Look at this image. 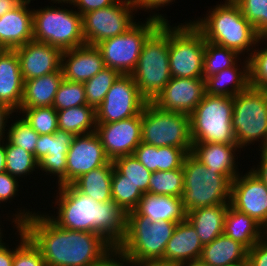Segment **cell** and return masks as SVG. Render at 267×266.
<instances>
[{"label":"cell","mask_w":267,"mask_h":266,"mask_svg":"<svg viewBox=\"0 0 267 266\" xmlns=\"http://www.w3.org/2000/svg\"><path fill=\"white\" fill-rule=\"evenodd\" d=\"M58 128L74 135L95 132L96 110L88 105L71 107L57 111Z\"/></svg>","instance_id":"d6a6232c"},{"label":"cell","mask_w":267,"mask_h":266,"mask_svg":"<svg viewBox=\"0 0 267 266\" xmlns=\"http://www.w3.org/2000/svg\"><path fill=\"white\" fill-rule=\"evenodd\" d=\"M229 203L267 230V186L251 170L232 181Z\"/></svg>","instance_id":"9a60e30c"},{"label":"cell","mask_w":267,"mask_h":266,"mask_svg":"<svg viewBox=\"0 0 267 266\" xmlns=\"http://www.w3.org/2000/svg\"><path fill=\"white\" fill-rule=\"evenodd\" d=\"M24 0H0V17L19 6Z\"/></svg>","instance_id":"6f0895ef"},{"label":"cell","mask_w":267,"mask_h":266,"mask_svg":"<svg viewBox=\"0 0 267 266\" xmlns=\"http://www.w3.org/2000/svg\"><path fill=\"white\" fill-rule=\"evenodd\" d=\"M64 77L62 70L24 81L20 108L52 106Z\"/></svg>","instance_id":"f546056e"},{"label":"cell","mask_w":267,"mask_h":266,"mask_svg":"<svg viewBox=\"0 0 267 266\" xmlns=\"http://www.w3.org/2000/svg\"><path fill=\"white\" fill-rule=\"evenodd\" d=\"M14 259V249L6 246V243L0 240V266H12Z\"/></svg>","instance_id":"11a10c76"},{"label":"cell","mask_w":267,"mask_h":266,"mask_svg":"<svg viewBox=\"0 0 267 266\" xmlns=\"http://www.w3.org/2000/svg\"><path fill=\"white\" fill-rule=\"evenodd\" d=\"M134 266H181V265L163 259H158V260L143 261L141 263L134 264Z\"/></svg>","instance_id":"680465c9"},{"label":"cell","mask_w":267,"mask_h":266,"mask_svg":"<svg viewBox=\"0 0 267 266\" xmlns=\"http://www.w3.org/2000/svg\"><path fill=\"white\" fill-rule=\"evenodd\" d=\"M246 266H267V236L248 250Z\"/></svg>","instance_id":"f907efd6"},{"label":"cell","mask_w":267,"mask_h":266,"mask_svg":"<svg viewBox=\"0 0 267 266\" xmlns=\"http://www.w3.org/2000/svg\"><path fill=\"white\" fill-rule=\"evenodd\" d=\"M10 125L7 126L9 129L6 131V139L11 144L34 154L36 159V144L40 135L32 129L22 116Z\"/></svg>","instance_id":"7bdbcfd3"},{"label":"cell","mask_w":267,"mask_h":266,"mask_svg":"<svg viewBox=\"0 0 267 266\" xmlns=\"http://www.w3.org/2000/svg\"><path fill=\"white\" fill-rule=\"evenodd\" d=\"M141 143L156 147L171 146L191 153L190 115L164 111L147 102L141 112Z\"/></svg>","instance_id":"30bf717a"},{"label":"cell","mask_w":267,"mask_h":266,"mask_svg":"<svg viewBox=\"0 0 267 266\" xmlns=\"http://www.w3.org/2000/svg\"><path fill=\"white\" fill-rule=\"evenodd\" d=\"M238 149L241 150L238 144L192 143L191 154L208 170L223 174L232 182L240 174L235 161Z\"/></svg>","instance_id":"603a6c76"},{"label":"cell","mask_w":267,"mask_h":266,"mask_svg":"<svg viewBox=\"0 0 267 266\" xmlns=\"http://www.w3.org/2000/svg\"><path fill=\"white\" fill-rule=\"evenodd\" d=\"M248 249L222 234L203 246L200 259L211 266H246Z\"/></svg>","instance_id":"484cf974"},{"label":"cell","mask_w":267,"mask_h":266,"mask_svg":"<svg viewBox=\"0 0 267 266\" xmlns=\"http://www.w3.org/2000/svg\"><path fill=\"white\" fill-rule=\"evenodd\" d=\"M190 22L169 25V68L171 77L203 78L205 38Z\"/></svg>","instance_id":"7c38bea8"},{"label":"cell","mask_w":267,"mask_h":266,"mask_svg":"<svg viewBox=\"0 0 267 266\" xmlns=\"http://www.w3.org/2000/svg\"><path fill=\"white\" fill-rule=\"evenodd\" d=\"M114 168L125 179L138 187L144 194L148 193L152 172L138 161L134 154L118 157L113 161Z\"/></svg>","instance_id":"f35d334b"},{"label":"cell","mask_w":267,"mask_h":266,"mask_svg":"<svg viewBox=\"0 0 267 266\" xmlns=\"http://www.w3.org/2000/svg\"><path fill=\"white\" fill-rule=\"evenodd\" d=\"M184 173L182 167L171 171L152 172L149 181V194L158 196L182 197Z\"/></svg>","instance_id":"d590c367"},{"label":"cell","mask_w":267,"mask_h":266,"mask_svg":"<svg viewBox=\"0 0 267 266\" xmlns=\"http://www.w3.org/2000/svg\"><path fill=\"white\" fill-rule=\"evenodd\" d=\"M187 153L177 147H158V171L180 169Z\"/></svg>","instance_id":"bcb514c9"},{"label":"cell","mask_w":267,"mask_h":266,"mask_svg":"<svg viewBox=\"0 0 267 266\" xmlns=\"http://www.w3.org/2000/svg\"><path fill=\"white\" fill-rule=\"evenodd\" d=\"M175 1V0H174ZM133 4L135 5V8L138 10H148L149 12L151 10H158L159 7H165L173 2V0H132Z\"/></svg>","instance_id":"f5cc1de1"},{"label":"cell","mask_w":267,"mask_h":266,"mask_svg":"<svg viewBox=\"0 0 267 266\" xmlns=\"http://www.w3.org/2000/svg\"><path fill=\"white\" fill-rule=\"evenodd\" d=\"M260 152V165L253 166L250 170L267 186V152Z\"/></svg>","instance_id":"db71d44e"},{"label":"cell","mask_w":267,"mask_h":266,"mask_svg":"<svg viewBox=\"0 0 267 266\" xmlns=\"http://www.w3.org/2000/svg\"><path fill=\"white\" fill-rule=\"evenodd\" d=\"M13 113L14 111H12L8 106L0 104V141L6 139L5 136V134L7 133L5 132L7 130V128H5L7 126L6 123H8L9 118L10 119L12 118L10 117V115H12Z\"/></svg>","instance_id":"9f6ffc18"},{"label":"cell","mask_w":267,"mask_h":266,"mask_svg":"<svg viewBox=\"0 0 267 266\" xmlns=\"http://www.w3.org/2000/svg\"><path fill=\"white\" fill-rule=\"evenodd\" d=\"M199 19L191 22L201 31L206 41L231 49L239 55L247 52V59L255 46L267 41V37L257 34L233 0H225L223 4L220 2L211 7L206 17Z\"/></svg>","instance_id":"3957f363"},{"label":"cell","mask_w":267,"mask_h":266,"mask_svg":"<svg viewBox=\"0 0 267 266\" xmlns=\"http://www.w3.org/2000/svg\"><path fill=\"white\" fill-rule=\"evenodd\" d=\"M53 3H56L57 1H70V0H51Z\"/></svg>","instance_id":"e7e4bbea"},{"label":"cell","mask_w":267,"mask_h":266,"mask_svg":"<svg viewBox=\"0 0 267 266\" xmlns=\"http://www.w3.org/2000/svg\"><path fill=\"white\" fill-rule=\"evenodd\" d=\"M75 135L61 129L53 134H42L36 144L38 169L56 176L59 186L67 185V152Z\"/></svg>","instance_id":"e0dca14e"},{"label":"cell","mask_w":267,"mask_h":266,"mask_svg":"<svg viewBox=\"0 0 267 266\" xmlns=\"http://www.w3.org/2000/svg\"><path fill=\"white\" fill-rule=\"evenodd\" d=\"M113 162L110 161L101 167L81 175L72 185L81 193L93 198L97 202L112 200L111 182L113 175Z\"/></svg>","instance_id":"1f68e13d"},{"label":"cell","mask_w":267,"mask_h":266,"mask_svg":"<svg viewBox=\"0 0 267 266\" xmlns=\"http://www.w3.org/2000/svg\"><path fill=\"white\" fill-rule=\"evenodd\" d=\"M265 47H255L248 58L249 84L251 87L267 91V46Z\"/></svg>","instance_id":"f6af8a7d"},{"label":"cell","mask_w":267,"mask_h":266,"mask_svg":"<svg viewBox=\"0 0 267 266\" xmlns=\"http://www.w3.org/2000/svg\"><path fill=\"white\" fill-rule=\"evenodd\" d=\"M19 211L12 223L25 231L46 266H93L114 249L100 234L63 229L45 213Z\"/></svg>","instance_id":"6da1fadb"},{"label":"cell","mask_w":267,"mask_h":266,"mask_svg":"<svg viewBox=\"0 0 267 266\" xmlns=\"http://www.w3.org/2000/svg\"><path fill=\"white\" fill-rule=\"evenodd\" d=\"M105 68L100 50L94 45H82L64 50L61 70L64 79L84 83Z\"/></svg>","instance_id":"44dd1931"},{"label":"cell","mask_w":267,"mask_h":266,"mask_svg":"<svg viewBox=\"0 0 267 266\" xmlns=\"http://www.w3.org/2000/svg\"><path fill=\"white\" fill-rule=\"evenodd\" d=\"M260 37H267V0H233Z\"/></svg>","instance_id":"b9f144b4"},{"label":"cell","mask_w":267,"mask_h":266,"mask_svg":"<svg viewBox=\"0 0 267 266\" xmlns=\"http://www.w3.org/2000/svg\"><path fill=\"white\" fill-rule=\"evenodd\" d=\"M95 132L111 161L132 155L141 143V113L117 122L97 124Z\"/></svg>","instance_id":"2e32d148"},{"label":"cell","mask_w":267,"mask_h":266,"mask_svg":"<svg viewBox=\"0 0 267 266\" xmlns=\"http://www.w3.org/2000/svg\"><path fill=\"white\" fill-rule=\"evenodd\" d=\"M223 234L250 250L266 236V230L253 218L229 205L225 215Z\"/></svg>","instance_id":"4dcf8cb0"},{"label":"cell","mask_w":267,"mask_h":266,"mask_svg":"<svg viewBox=\"0 0 267 266\" xmlns=\"http://www.w3.org/2000/svg\"><path fill=\"white\" fill-rule=\"evenodd\" d=\"M93 266H134V264L117 248H114L100 262Z\"/></svg>","instance_id":"816d5d0a"},{"label":"cell","mask_w":267,"mask_h":266,"mask_svg":"<svg viewBox=\"0 0 267 266\" xmlns=\"http://www.w3.org/2000/svg\"><path fill=\"white\" fill-rule=\"evenodd\" d=\"M182 266H211L205 262H203L201 259L191 261L190 263L184 264Z\"/></svg>","instance_id":"94428289"},{"label":"cell","mask_w":267,"mask_h":266,"mask_svg":"<svg viewBox=\"0 0 267 266\" xmlns=\"http://www.w3.org/2000/svg\"><path fill=\"white\" fill-rule=\"evenodd\" d=\"M119 75L120 73L117 70L105 67L95 76L84 82L87 105L96 110Z\"/></svg>","instance_id":"74e56055"},{"label":"cell","mask_w":267,"mask_h":266,"mask_svg":"<svg viewBox=\"0 0 267 266\" xmlns=\"http://www.w3.org/2000/svg\"><path fill=\"white\" fill-rule=\"evenodd\" d=\"M232 115L233 97L205 94L190 114L192 143L237 144Z\"/></svg>","instance_id":"52a82bcc"},{"label":"cell","mask_w":267,"mask_h":266,"mask_svg":"<svg viewBox=\"0 0 267 266\" xmlns=\"http://www.w3.org/2000/svg\"><path fill=\"white\" fill-rule=\"evenodd\" d=\"M232 127L240 148L267 139V91L249 86L233 97ZM260 139V140H259Z\"/></svg>","instance_id":"8fae6325"},{"label":"cell","mask_w":267,"mask_h":266,"mask_svg":"<svg viewBox=\"0 0 267 266\" xmlns=\"http://www.w3.org/2000/svg\"><path fill=\"white\" fill-rule=\"evenodd\" d=\"M245 60L241 68L237 62L234 66L207 77L205 79L206 94L234 97L245 91L250 86L249 60L247 58Z\"/></svg>","instance_id":"83f0119b"},{"label":"cell","mask_w":267,"mask_h":266,"mask_svg":"<svg viewBox=\"0 0 267 266\" xmlns=\"http://www.w3.org/2000/svg\"><path fill=\"white\" fill-rule=\"evenodd\" d=\"M18 179L11 176L8 172L0 173V204L7 203L8 200L15 199L19 187Z\"/></svg>","instance_id":"c3c4849f"},{"label":"cell","mask_w":267,"mask_h":266,"mask_svg":"<svg viewBox=\"0 0 267 266\" xmlns=\"http://www.w3.org/2000/svg\"><path fill=\"white\" fill-rule=\"evenodd\" d=\"M169 21L147 38L142 46L135 70L131 73L142 97L152 102L169 83Z\"/></svg>","instance_id":"277c9868"},{"label":"cell","mask_w":267,"mask_h":266,"mask_svg":"<svg viewBox=\"0 0 267 266\" xmlns=\"http://www.w3.org/2000/svg\"><path fill=\"white\" fill-rule=\"evenodd\" d=\"M24 81L61 69L62 50L44 42L30 40L15 48Z\"/></svg>","instance_id":"ffe728a7"},{"label":"cell","mask_w":267,"mask_h":266,"mask_svg":"<svg viewBox=\"0 0 267 266\" xmlns=\"http://www.w3.org/2000/svg\"><path fill=\"white\" fill-rule=\"evenodd\" d=\"M203 245L191 223L185 219L178 222L172 237L167 242L164 260L178 263L181 266L200 259Z\"/></svg>","instance_id":"d4e9b609"},{"label":"cell","mask_w":267,"mask_h":266,"mask_svg":"<svg viewBox=\"0 0 267 266\" xmlns=\"http://www.w3.org/2000/svg\"><path fill=\"white\" fill-rule=\"evenodd\" d=\"M31 1L24 0L0 17V46L3 49H15L33 40V10L28 8Z\"/></svg>","instance_id":"7402d4cb"},{"label":"cell","mask_w":267,"mask_h":266,"mask_svg":"<svg viewBox=\"0 0 267 266\" xmlns=\"http://www.w3.org/2000/svg\"><path fill=\"white\" fill-rule=\"evenodd\" d=\"M205 94V79L172 77L151 103L164 111L190 115Z\"/></svg>","instance_id":"ac0fdd59"},{"label":"cell","mask_w":267,"mask_h":266,"mask_svg":"<svg viewBox=\"0 0 267 266\" xmlns=\"http://www.w3.org/2000/svg\"><path fill=\"white\" fill-rule=\"evenodd\" d=\"M18 112L39 135L53 134L58 129V114L53 106L20 108Z\"/></svg>","instance_id":"ab89813d"},{"label":"cell","mask_w":267,"mask_h":266,"mask_svg":"<svg viewBox=\"0 0 267 266\" xmlns=\"http://www.w3.org/2000/svg\"><path fill=\"white\" fill-rule=\"evenodd\" d=\"M110 161L96 132L75 135L67 152V185Z\"/></svg>","instance_id":"d6986e66"},{"label":"cell","mask_w":267,"mask_h":266,"mask_svg":"<svg viewBox=\"0 0 267 266\" xmlns=\"http://www.w3.org/2000/svg\"><path fill=\"white\" fill-rule=\"evenodd\" d=\"M147 101L131 74H120L96 109V123L117 122L139 115Z\"/></svg>","instance_id":"5bb4252c"},{"label":"cell","mask_w":267,"mask_h":266,"mask_svg":"<svg viewBox=\"0 0 267 266\" xmlns=\"http://www.w3.org/2000/svg\"><path fill=\"white\" fill-rule=\"evenodd\" d=\"M259 151L267 152V139H266V142L264 143V145L262 146V148L259 149Z\"/></svg>","instance_id":"6125c7cd"},{"label":"cell","mask_w":267,"mask_h":266,"mask_svg":"<svg viewBox=\"0 0 267 266\" xmlns=\"http://www.w3.org/2000/svg\"><path fill=\"white\" fill-rule=\"evenodd\" d=\"M20 243L14 248V259L12 266H46L40 250L27 237L25 231L19 226Z\"/></svg>","instance_id":"ee69618b"},{"label":"cell","mask_w":267,"mask_h":266,"mask_svg":"<svg viewBox=\"0 0 267 266\" xmlns=\"http://www.w3.org/2000/svg\"><path fill=\"white\" fill-rule=\"evenodd\" d=\"M6 172L5 140L0 141V173Z\"/></svg>","instance_id":"91938a15"},{"label":"cell","mask_w":267,"mask_h":266,"mask_svg":"<svg viewBox=\"0 0 267 266\" xmlns=\"http://www.w3.org/2000/svg\"><path fill=\"white\" fill-rule=\"evenodd\" d=\"M5 140L6 172L17 179L33 174L38 169L34 154Z\"/></svg>","instance_id":"8d00e7d4"},{"label":"cell","mask_w":267,"mask_h":266,"mask_svg":"<svg viewBox=\"0 0 267 266\" xmlns=\"http://www.w3.org/2000/svg\"><path fill=\"white\" fill-rule=\"evenodd\" d=\"M112 200L127 214L136 209L144 193L113 168Z\"/></svg>","instance_id":"836d02e7"},{"label":"cell","mask_w":267,"mask_h":266,"mask_svg":"<svg viewBox=\"0 0 267 266\" xmlns=\"http://www.w3.org/2000/svg\"><path fill=\"white\" fill-rule=\"evenodd\" d=\"M87 105L84 84L63 79L52 106L56 111Z\"/></svg>","instance_id":"60d3db41"},{"label":"cell","mask_w":267,"mask_h":266,"mask_svg":"<svg viewBox=\"0 0 267 266\" xmlns=\"http://www.w3.org/2000/svg\"><path fill=\"white\" fill-rule=\"evenodd\" d=\"M0 226H1V225H0ZM1 231H2V232H1ZM2 233H3V230H1V227H0V240H2V238H3V236H2L3 234H2Z\"/></svg>","instance_id":"be15d7a7"},{"label":"cell","mask_w":267,"mask_h":266,"mask_svg":"<svg viewBox=\"0 0 267 266\" xmlns=\"http://www.w3.org/2000/svg\"><path fill=\"white\" fill-rule=\"evenodd\" d=\"M240 56L241 55L231 49L206 41L203 79L234 66L238 62Z\"/></svg>","instance_id":"e575fe53"},{"label":"cell","mask_w":267,"mask_h":266,"mask_svg":"<svg viewBox=\"0 0 267 266\" xmlns=\"http://www.w3.org/2000/svg\"><path fill=\"white\" fill-rule=\"evenodd\" d=\"M135 211L151 222H181L186 219L182 200L175 196H158L145 193Z\"/></svg>","instance_id":"4316f807"},{"label":"cell","mask_w":267,"mask_h":266,"mask_svg":"<svg viewBox=\"0 0 267 266\" xmlns=\"http://www.w3.org/2000/svg\"><path fill=\"white\" fill-rule=\"evenodd\" d=\"M24 80L15 49L0 52V104L18 112L23 97Z\"/></svg>","instance_id":"cb8c5ba5"},{"label":"cell","mask_w":267,"mask_h":266,"mask_svg":"<svg viewBox=\"0 0 267 266\" xmlns=\"http://www.w3.org/2000/svg\"><path fill=\"white\" fill-rule=\"evenodd\" d=\"M118 0H70V1H57L58 4H70L76 7L81 15L113 5Z\"/></svg>","instance_id":"681fc988"},{"label":"cell","mask_w":267,"mask_h":266,"mask_svg":"<svg viewBox=\"0 0 267 266\" xmlns=\"http://www.w3.org/2000/svg\"><path fill=\"white\" fill-rule=\"evenodd\" d=\"M53 5L33 9V39L62 51L85 45L82 15Z\"/></svg>","instance_id":"ba28073f"},{"label":"cell","mask_w":267,"mask_h":266,"mask_svg":"<svg viewBox=\"0 0 267 266\" xmlns=\"http://www.w3.org/2000/svg\"><path fill=\"white\" fill-rule=\"evenodd\" d=\"M230 204L197 208L186 213V219L195 228L203 246L223 234L225 215Z\"/></svg>","instance_id":"f1b7e54d"},{"label":"cell","mask_w":267,"mask_h":266,"mask_svg":"<svg viewBox=\"0 0 267 266\" xmlns=\"http://www.w3.org/2000/svg\"><path fill=\"white\" fill-rule=\"evenodd\" d=\"M134 155L149 171H158V147L140 143L135 149Z\"/></svg>","instance_id":"7dc6e473"},{"label":"cell","mask_w":267,"mask_h":266,"mask_svg":"<svg viewBox=\"0 0 267 266\" xmlns=\"http://www.w3.org/2000/svg\"><path fill=\"white\" fill-rule=\"evenodd\" d=\"M178 222H151L135 210L127 213L126 235L116 247L133 264L148 260H164L167 242Z\"/></svg>","instance_id":"5b68a950"},{"label":"cell","mask_w":267,"mask_h":266,"mask_svg":"<svg viewBox=\"0 0 267 266\" xmlns=\"http://www.w3.org/2000/svg\"><path fill=\"white\" fill-rule=\"evenodd\" d=\"M155 13L150 14L144 23L138 21L123 34L96 45L105 67L113 68L120 74H131L135 70L144 42L162 22H168L164 15Z\"/></svg>","instance_id":"9c48e42d"},{"label":"cell","mask_w":267,"mask_h":266,"mask_svg":"<svg viewBox=\"0 0 267 266\" xmlns=\"http://www.w3.org/2000/svg\"><path fill=\"white\" fill-rule=\"evenodd\" d=\"M182 204L186 213L197 208L230 204L231 181L223 174L208 170L191 153L183 161Z\"/></svg>","instance_id":"8992f818"},{"label":"cell","mask_w":267,"mask_h":266,"mask_svg":"<svg viewBox=\"0 0 267 266\" xmlns=\"http://www.w3.org/2000/svg\"><path fill=\"white\" fill-rule=\"evenodd\" d=\"M137 12L132 0H118L113 5L82 15L85 44L96 46L99 42L121 35L136 21Z\"/></svg>","instance_id":"4fadbf2b"},{"label":"cell","mask_w":267,"mask_h":266,"mask_svg":"<svg viewBox=\"0 0 267 266\" xmlns=\"http://www.w3.org/2000/svg\"><path fill=\"white\" fill-rule=\"evenodd\" d=\"M58 212L48 217L63 229L100 234L116 248L126 235L127 214L113 201L97 202L72 184L59 186ZM59 194V195H58Z\"/></svg>","instance_id":"7a4b0ae2"}]
</instances>
